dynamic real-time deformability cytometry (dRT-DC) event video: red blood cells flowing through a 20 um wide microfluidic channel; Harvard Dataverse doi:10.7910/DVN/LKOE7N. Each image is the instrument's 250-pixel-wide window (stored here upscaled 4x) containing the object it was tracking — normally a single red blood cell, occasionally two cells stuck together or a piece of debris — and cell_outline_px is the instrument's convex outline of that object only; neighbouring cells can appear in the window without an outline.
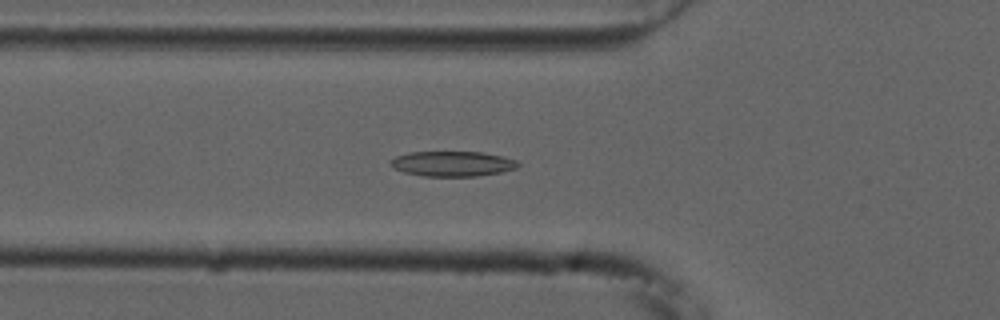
{"species": "common noctule bat (a hibernating species)", "species_latin": "Nyctalus noctula", "temperature_condition": "cold", "stored_images_in_passage": 55, "camera_frame_rate_fps": 3000, "um_per_image_px": 0.085, "animal": {"sex": "male", "forearm_length_mm": 52.5}, "frame": {"image": 1, "passage_image": 19, "time_ms": 6.0, "image_size_px": [1000, 320], "cell_outline_px": [[520, 164], [516, 168], [500, 172], [476, 176], [424, 176], [404, 172], [392, 168], [388, 164], [388, 160], [396, 156], [408, 152], [480, 152], [500, 156], [516, 160]], "centroid_in_image_um": [38.38, 13.92], "position_along_channel_um": 87.4, "area_um2": 18.67}}
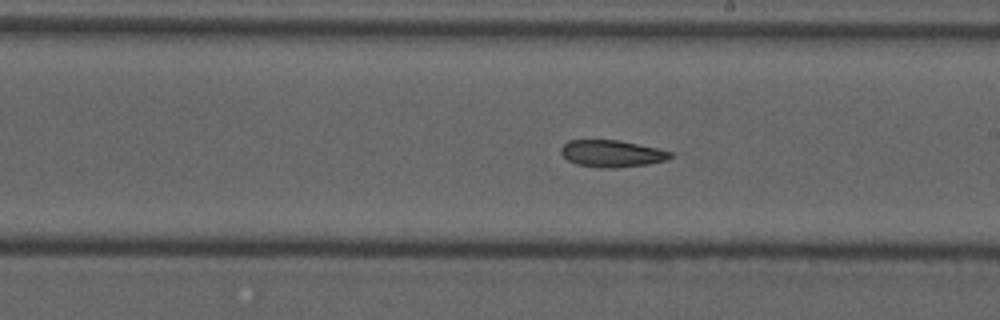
{"frame": {"image": 2, "passage_image": 31, "time_ms": 10.0, "image_size_px": [1000, 320], "cell_outline_px": [[672, 156], [668, 160], [648, 164], [616, 168], [600, 168], [576, 164], [568, 160], [560, 152], [560, 148], [568, 140], [616, 140], [656, 148], [672, 152]], "centroid_in_image_um": [51.99, 13.06], "position_along_channel_um": 237.0, "area_um2": 17.11}}
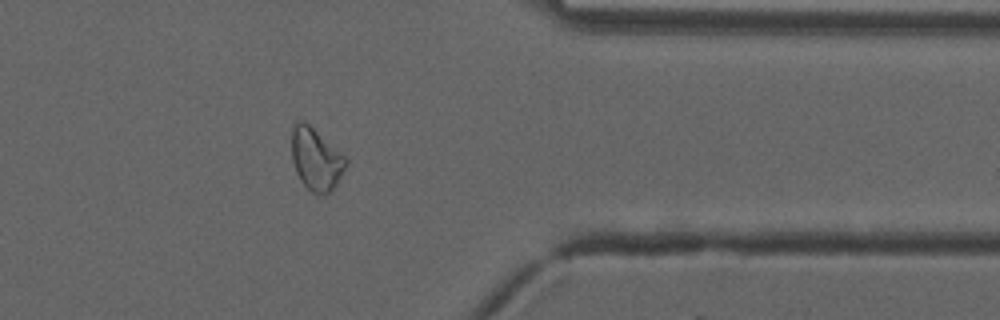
{"frame": {"image": 3, "passage_image": 44, "time_ms": 14.333, "image_size_px": [1000, 320], "cell_outline_px": [[348, 164], [336, 184], [324, 196], [320, 196], [312, 192], [300, 180], [296, 172], [292, 160], [292, 128], [296, 120], [304, 120], [340, 152], [348, 160]], "centroid_in_image_um": [26.85, 13.53], "position_along_channel_um": 384.6, "area_um2": 19.54}}